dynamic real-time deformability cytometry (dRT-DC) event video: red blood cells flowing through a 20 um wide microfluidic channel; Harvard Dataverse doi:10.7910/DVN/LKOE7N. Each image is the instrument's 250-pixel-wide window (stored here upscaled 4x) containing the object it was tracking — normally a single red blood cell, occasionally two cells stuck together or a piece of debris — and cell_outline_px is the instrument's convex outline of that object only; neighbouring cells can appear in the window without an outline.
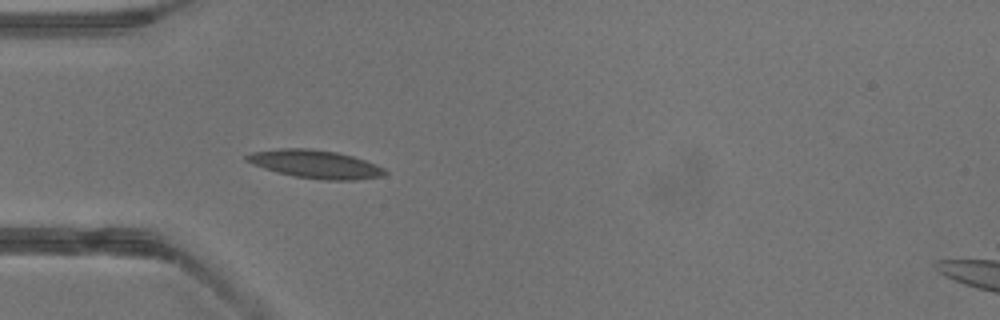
{"species": "common noctule bat (a hibernating species)", "species_latin": "Nyctalus noctula", "temperature_condition": "warm", "stored_images_in_passage": 29, "camera_frame_rate_fps": 3000, "um_per_image_px": 0.085, "animal": {"sex": "male", "body_mass_g": 13.3}, "frame": {"image": 1, "passage_image": 1, "time_ms": 0.0, "image_size_px": [1000, 320], "cell_outline_px": [[388, 172], [384, 176], [356, 180], [324, 180], [296, 176], [276, 172], [252, 164], [244, 160], [244, 156], [252, 152], [280, 148], [308, 148], [336, 152], [352, 156], [376, 164], [384, 168]], "centroid_in_image_um": [26.8, 13.95], "position_along_channel_um": 58.2, "area_um2": 22.72}}
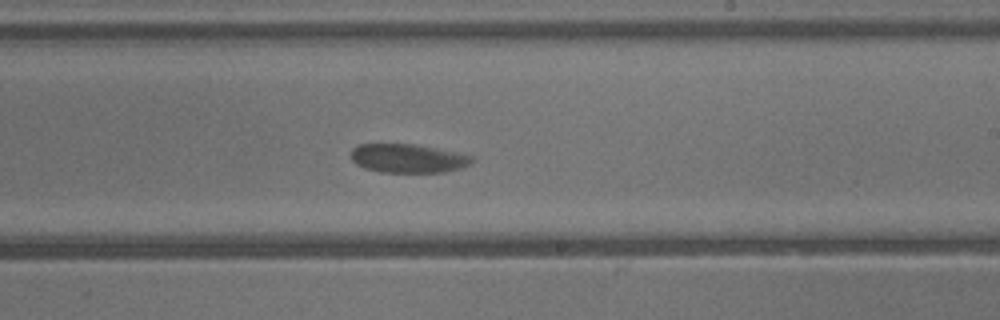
{"frame": {"image": 2, "passage_image": 13, "time_ms": 4.0, "image_size_px": [1000, 320], "cell_outline_px": [[476, 160], [472, 164], [460, 168], [444, 172], [380, 172], [364, 168], [356, 164], [352, 160], [352, 148], [356, 144], [416, 144], [460, 152], [472, 156]], "centroid_in_image_um": [34.72, 13.45], "position_along_channel_um": 254.3, "area_um2": 20.58}}
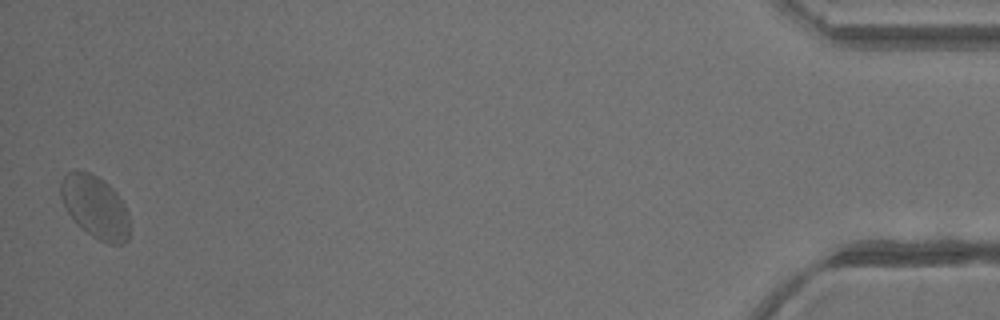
{"frame": {"image": 3, "passage_image": 29, "time_ms": 9.333, "image_size_px": [1000, 320], "cell_outline_px": [[128, 240], [124, 244], [108, 244], [92, 236], [76, 224], [68, 212], [60, 196], [60, 180], [68, 172], [88, 172], [96, 176], [108, 184], [116, 192], [124, 204], [128, 212]], "centroid_in_image_um": [8.09, 17.61], "position_along_channel_um": 427.1, "area_um2": 24.91}}